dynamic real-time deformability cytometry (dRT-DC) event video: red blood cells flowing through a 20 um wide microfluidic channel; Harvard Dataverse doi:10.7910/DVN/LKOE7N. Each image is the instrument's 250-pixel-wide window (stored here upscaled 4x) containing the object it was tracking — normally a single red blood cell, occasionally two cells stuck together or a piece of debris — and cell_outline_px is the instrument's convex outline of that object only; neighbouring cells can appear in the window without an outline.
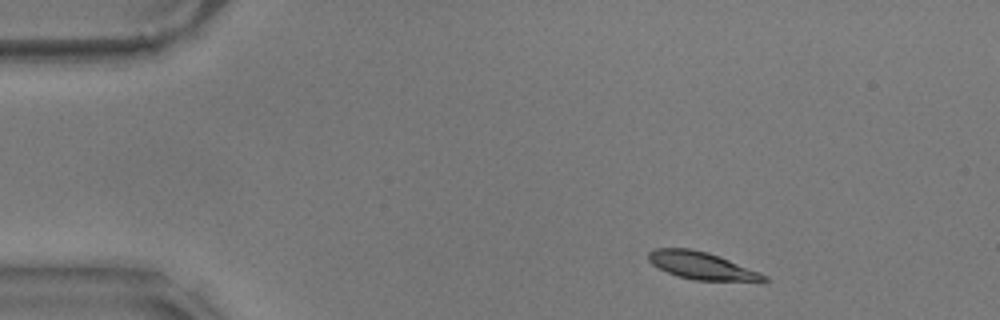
{"species": "common noctule bat (a hibernating species)", "species_latin": "Nyctalus noctula", "temperature_condition": "warm", "stored_images_in_passage": 47, "camera_frame_rate_fps": 3000, "um_per_image_px": 0.085, "animal": {"sex": "male", "body_mass_g": 17.9}, "frame": {"image": 1, "passage_image": 1, "time_ms": 0.0, "image_size_px": [1000, 320], "cell_outline_px": [[768, 280], [764, 284], [760, 284], [696, 280], [676, 276], [652, 264], [648, 260], [648, 252], [652, 248], [688, 248], [708, 252], [720, 256], [760, 272], [768, 276]], "centroid_in_image_um": [59.78, 22.63], "position_along_channel_um": 25.2, "area_um2": 19.31}}
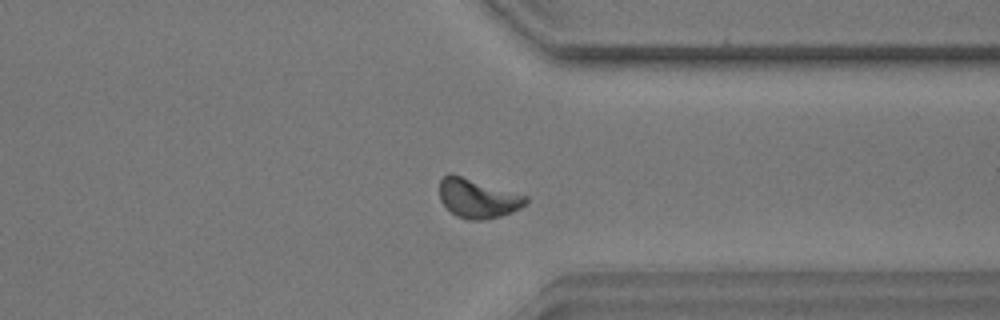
{"frame": {"image": 2, "passage_image": 37, "time_ms": 12.0, "image_size_px": [1000, 320], "cell_outline_px": [[528, 200], [520, 208], [512, 212], [500, 216], [484, 220], [468, 220], [456, 216], [440, 200], [440, 180], [448, 172], [528, 196]], "centroid_in_image_um": [40.6, 16.86], "position_along_channel_um": 370.8, "area_um2": 19.54}}
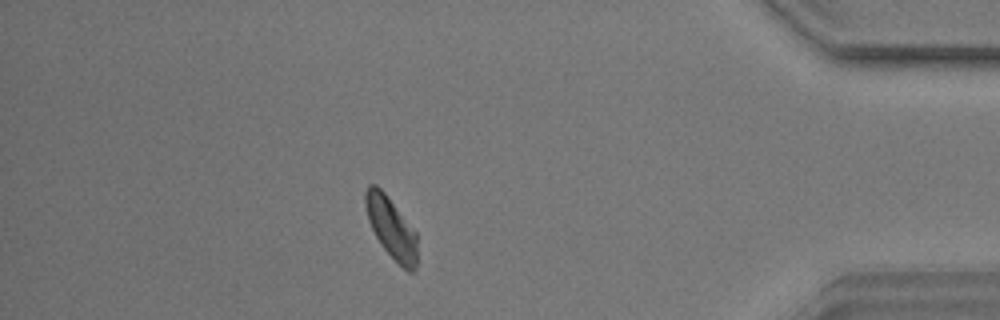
{"frame": {"image": 3, "passage_image": 43, "time_ms": 14.0, "image_size_px": [1000, 320], "cell_outline_px": [[416, 272], [408, 272], [380, 244], [368, 220], [364, 204], [364, 192], [368, 184], [376, 184], [384, 192], [416, 232]], "centroid_in_image_um": [33.23, 19.33], "position_along_channel_um": 402.0, "area_um2": 18.21}}